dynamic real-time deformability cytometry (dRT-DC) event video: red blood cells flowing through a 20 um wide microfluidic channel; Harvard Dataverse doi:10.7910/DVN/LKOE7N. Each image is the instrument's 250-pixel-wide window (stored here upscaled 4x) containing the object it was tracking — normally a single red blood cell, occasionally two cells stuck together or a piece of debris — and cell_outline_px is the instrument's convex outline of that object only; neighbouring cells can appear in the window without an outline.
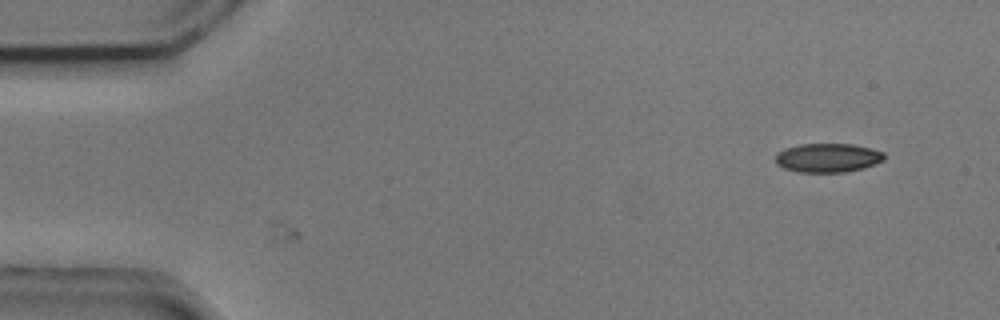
{"species": "common noctule bat (a hibernating species)", "species_latin": "Nyctalus noctula", "temperature_condition": "cold", "stored_images_in_passage": 2, "camera_frame_rate_fps": 3000, "um_per_image_px": 0.085, "animal": {"sex": "male", "body_mass_g": 20.5, "forearm_length_mm": 52.5}, "frame": {"image": 1, "passage_image": 2, "time_ms": 0.333, "image_size_px": [1000, 320], "cell_outline_px": [[884, 160], [876, 164], [864, 168], [844, 172], [796, 172], [784, 168], [776, 164], [776, 152], [784, 148], [800, 144], [852, 144], [884, 152]], "centroid_in_image_um": [70.34, 13.41], "position_along_channel_um": 14.7, "area_um2": 18.44}}